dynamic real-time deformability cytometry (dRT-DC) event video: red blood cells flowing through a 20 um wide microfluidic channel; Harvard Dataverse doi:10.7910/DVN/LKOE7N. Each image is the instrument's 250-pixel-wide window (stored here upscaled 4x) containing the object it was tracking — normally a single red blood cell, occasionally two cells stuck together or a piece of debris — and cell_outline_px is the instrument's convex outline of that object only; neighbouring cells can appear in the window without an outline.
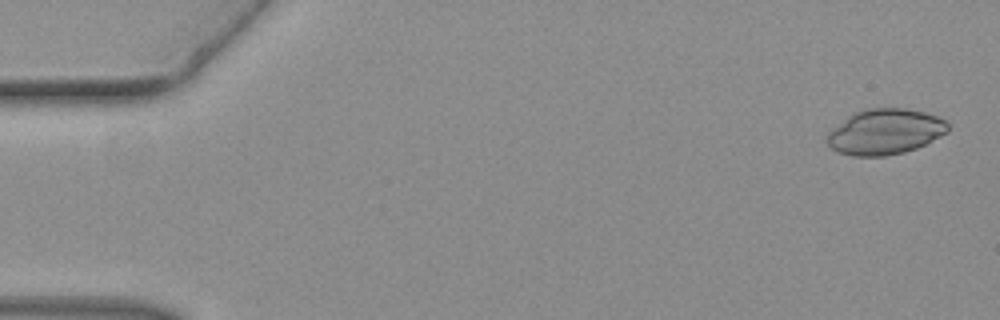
{"species": "common noctule bat (a hibernating species)", "species_latin": "Nyctalus noctula", "temperature_condition": "warm", "stored_images_in_passage": 5, "camera_frame_rate_fps": 3000, "um_per_image_px": 0.085, "animal": {"sex": "female", "body_mass_g": 19.3, "forearm_length_mm": 54.1}, "frame": {"image": 1, "passage_image": 2, "time_ms": 0.333, "image_size_px": [1000, 320], "cell_outline_px": [[948, 132], [916, 148], [904, 152], [884, 156], [852, 156], [840, 152], [832, 148], [828, 144], [828, 132], [848, 116], [856, 112], [868, 108], [904, 108], [924, 112], [940, 116], [948, 124]], "centroid_in_image_um": [75.25, 11.19], "position_along_channel_um": 9.8, "area_um2": 31.79}}